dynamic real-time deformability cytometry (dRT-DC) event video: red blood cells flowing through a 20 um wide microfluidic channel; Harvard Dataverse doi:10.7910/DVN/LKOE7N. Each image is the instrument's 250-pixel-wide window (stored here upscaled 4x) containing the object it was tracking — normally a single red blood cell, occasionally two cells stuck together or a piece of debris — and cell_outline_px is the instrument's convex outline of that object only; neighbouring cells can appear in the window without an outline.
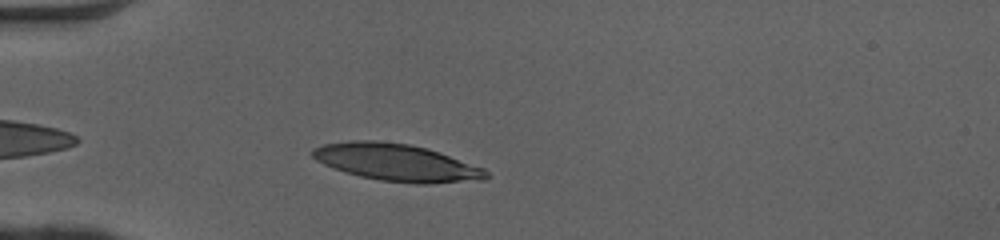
{"species": "human", "species_latin": "Homo sapiens", "temperature_condition": "cold", "stored_images_in_passage": 33, "camera_frame_rate_fps": 3000, "um_per_image_px": 0.085, "donor": {"sex": "female"}, "frame": {"image": 1, "passage_image": 3, "time_ms": 0.667, "image_size_px": [1000, 240], "cell_outline_px": [[492, 176], [484, 180], [428, 184], [416, 184], [380, 180], [360, 176], [344, 172], [332, 168], [316, 160], [312, 156], [312, 148], [324, 144], [352, 140], [372, 140], [408, 144], [428, 148], [440, 152], [484, 168]], "centroid_in_image_um": [33.74, 13.82], "position_along_channel_um": 51.3, "area_um2": 37.86}}
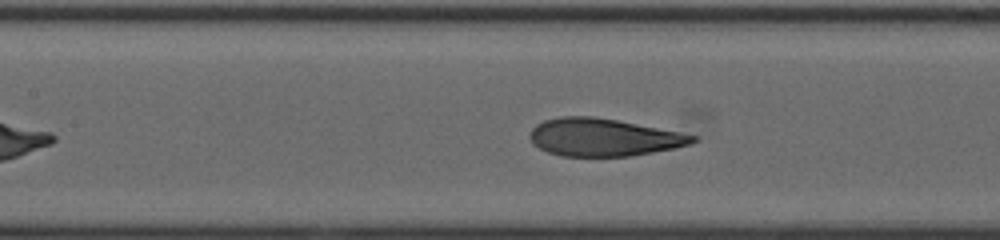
{"frame": {"image": 2, "passage_image": 12, "time_ms": 3.667, "image_size_px": [1000, 240], "cell_outline_px": [[696, 140], [688, 144], [676, 148], [628, 156], [560, 156], [548, 152], [532, 144], [528, 136], [528, 132], [536, 124], [544, 120], [560, 116], [592, 116], [616, 120], [696, 136]], "centroid_in_image_um": [51.19, 11.67], "position_along_channel_um": 156.2, "area_um2": 35.37}}
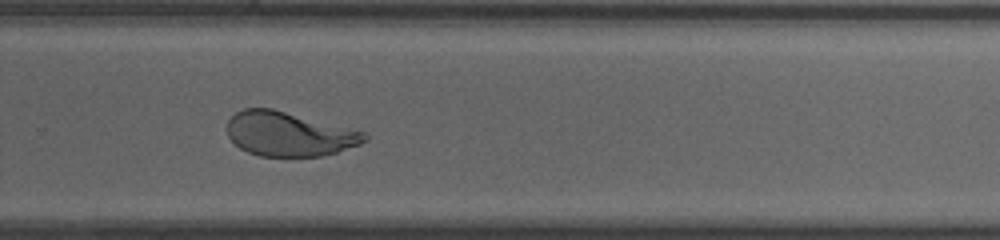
{"frame": {"image": 3, "passage_image": 23, "time_ms": 7.333, "image_size_px": [1000, 240], "cell_outline_px": [[368, 140], [360, 144], [324, 156], [260, 156], [248, 152], [240, 148], [228, 136], [228, 120], [236, 112], [244, 108], [272, 108], [368, 132]], "centroid_in_image_um": [24.6, 11.38], "position_along_channel_um": 305.2, "area_um2": 35.55}, "authors_computed_cell_mechanics": {"area_um2": 36.9342, "velocity_mm_per_s": 4.0812, "shape_relaxation_time_tau1_ms": 4.6413, "shape_relaxation_time_tau2_ms": 0.6628, "deformation_change_tau1": 0.2146, "deformation_change_tau2": 0.0643}}